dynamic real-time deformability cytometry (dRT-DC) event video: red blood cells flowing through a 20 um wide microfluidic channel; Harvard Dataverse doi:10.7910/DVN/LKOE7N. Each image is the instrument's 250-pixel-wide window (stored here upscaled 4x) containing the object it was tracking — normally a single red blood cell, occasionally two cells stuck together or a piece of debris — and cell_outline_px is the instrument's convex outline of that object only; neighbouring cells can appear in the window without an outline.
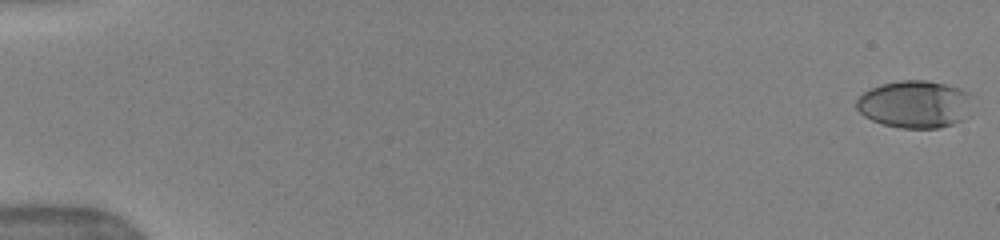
{"species": "human", "species_latin": "Homo sapiens", "temperature_condition": "warm", "stored_images_in_passage": 52, "camera_frame_rate_fps": 3000, "um_per_image_px": 0.085, "donor": {"sex": "female"}, "frame": {"image": 1, "passage_image": 1, "time_ms": 0.0, "image_size_px": [1000, 240], "cell_outline_px": [[968, 96], [960, 120], [952, 124], [940, 128], [900, 128], [884, 124], [872, 120], [864, 116], [856, 108], [856, 100], [864, 92], [880, 84], [900, 80], [928, 80], [960, 88], [968, 92]], "centroid_in_image_um": [77.64, 8.85], "position_along_channel_um": 7.4, "area_um2": 31.27}}
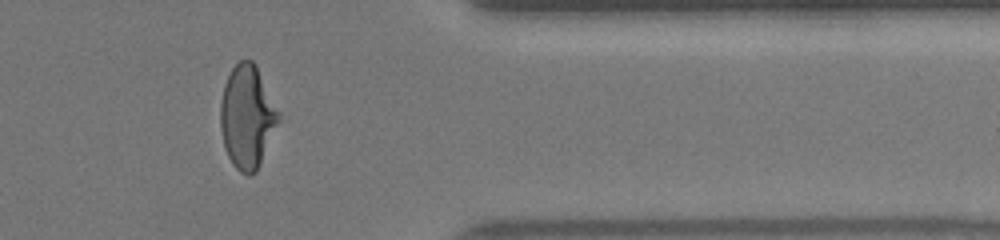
{"frame": {"image": 2, "passage_image": 44, "time_ms": 14.333, "image_size_px": [1000, 240], "cell_outline_px": [[280, 120], [260, 164], [256, 172], [248, 176], [240, 172], [232, 164], [228, 156], [224, 144], [220, 128], [220, 104], [224, 84], [232, 68], [240, 60], [252, 60], [256, 64], [280, 112]], "centroid_in_image_um": [21.02, 9.93], "position_along_channel_um": 390.4, "area_um2": 35.03}}
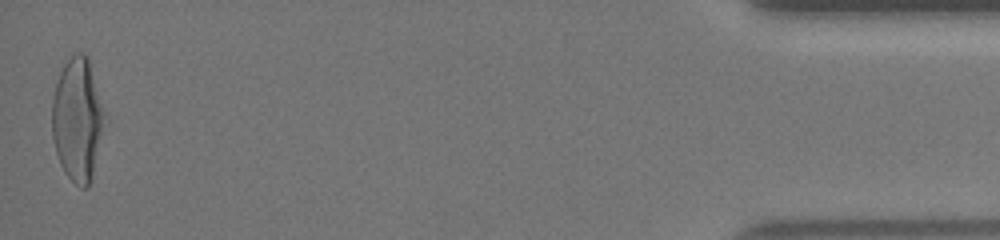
{"frame": {"image": 3, "passage_image": 52, "time_ms": 17.0, "image_size_px": [1000, 240], "cell_outline_px": [[104, 116], [92, 176], [88, 184], [84, 188], [80, 188], [64, 172], [60, 164], [56, 152], [52, 136], [52, 96], [60, 72], [64, 64], [76, 52], [84, 52], [88, 56], [104, 112]], "centroid_in_image_um": [6.54, 10.12], "position_along_channel_um": 428.7, "area_um2": 36.93}, "authors_computed_cell_mechanics": {"area_um2": 34.1309, "velocity_mm_per_s": 3.9732, "shape_relaxation_time_tau1_ms": 4.465, "shape_relaxation_time_tau2_ms": 0.7926, "deformation_change_tau1": 0.2126, "deformation_change_tau2": 0.0708}}